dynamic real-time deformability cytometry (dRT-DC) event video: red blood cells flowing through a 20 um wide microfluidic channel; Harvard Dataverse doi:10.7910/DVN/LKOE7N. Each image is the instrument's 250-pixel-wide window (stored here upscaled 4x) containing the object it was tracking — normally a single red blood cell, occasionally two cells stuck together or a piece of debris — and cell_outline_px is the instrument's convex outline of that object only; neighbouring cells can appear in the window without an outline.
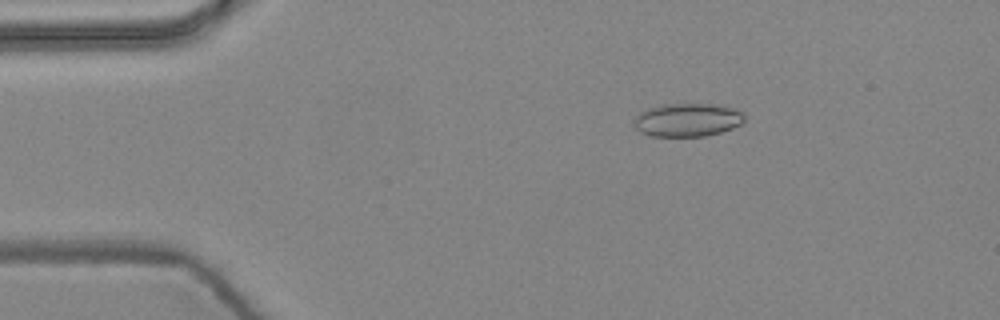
{"species": "common noctule bat (a hibernating species)", "species_latin": "Nyctalus noctula", "temperature_condition": "warm", "stored_images_in_passage": 5, "camera_frame_rate_fps": 3000, "um_per_image_px": 0.085, "animal": {"sex": "female", "body_mass_g": 24.6, "forearm_length_mm": 56.2}, "frame": {"image": 1, "passage_image": 3, "time_ms": 0.667, "image_size_px": [1000, 320], "cell_outline_px": [[744, 120], [740, 124], [732, 128], [720, 132], [704, 136], [652, 136], [640, 132], [632, 124], [632, 120], [640, 112], [648, 108], [664, 104], [724, 104], [744, 112]], "centroid_in_image_um": [58.43, 10.18], "position_along_channel_um": 26.6, "area_um2": 21.68}}